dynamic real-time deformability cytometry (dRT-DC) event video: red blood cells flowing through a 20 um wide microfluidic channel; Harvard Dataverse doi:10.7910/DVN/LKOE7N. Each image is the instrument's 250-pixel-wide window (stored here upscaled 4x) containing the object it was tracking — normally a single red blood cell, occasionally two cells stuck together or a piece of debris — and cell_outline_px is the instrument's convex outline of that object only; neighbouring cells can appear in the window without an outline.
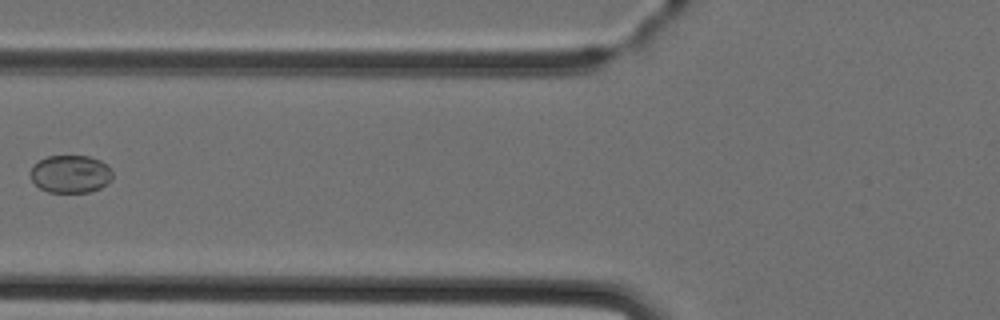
{"species": "Egyptian fruit bat (a non-hibernating species)", "species_latin": "Rousettus aegyptiacus", "temperature_condition": "cold", "stored_images_in_passage": 2, "camera_frame_rate_fps": 3000, "um_per_image_px": 0.085, "animal": {"sex": "female"}, "frame": {"image": 1, "passage_image": 2, "time_ms": 1.333, "image_size_px": [1000, 320], "cell_outline_px": [[112, 180], [100, 188], [88, 192], [48, 192], [40, 188], [32, 180], [32, 164], [48, 156], [88, 156], [100, 160], [108, 164], [112, 168]], "centroid_in_image_um": [6.03, 14.78], "position_along_channel_um": 119.8, "area_um2": 18.09}}